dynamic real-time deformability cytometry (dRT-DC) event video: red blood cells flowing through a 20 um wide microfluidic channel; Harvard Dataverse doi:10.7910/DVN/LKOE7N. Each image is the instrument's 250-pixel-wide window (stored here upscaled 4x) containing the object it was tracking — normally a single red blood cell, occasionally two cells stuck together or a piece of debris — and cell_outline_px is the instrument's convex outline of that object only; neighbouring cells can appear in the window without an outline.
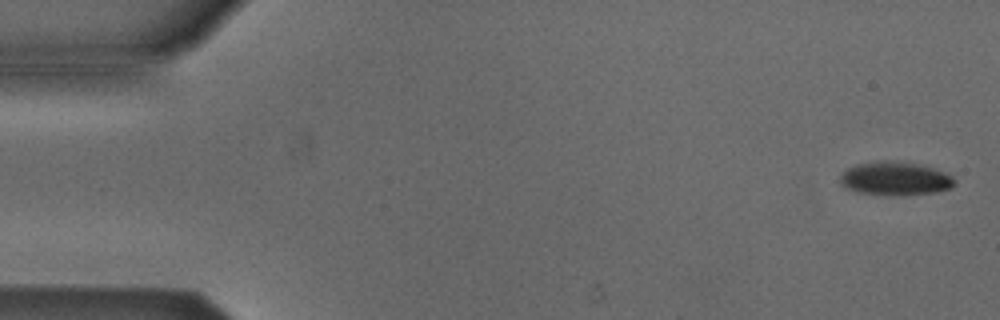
{"species": "Egyptian fruit bat (a non-hibernating species)", "species_latin": "Rousettus aegyptiacus", "temperature_condition": "cold", "stored_images_in_passage": 5, "camera_frame_rate_fps": 3000, "um_per_image_px": 0.085, "animal": {"sex": "male"}, "frame": {"image": 1, "passage_image": 1, "time_ms": 0.0, "image_size_px": [1000, 320], "cell_outline_px": [[956, 184], [952, 188], [936, 192], [908, 196], [888, 196], [856, 192], [844, 188], [840, 184], [840, 172], [856, 164], [880, 160], [888, 160], [916, 164], [932, 168], [944, 172], [952, 176], [956, 180]], "centroid_in_image_um": [76.06, 15.2], "position_along_channel_um": 8.9, "area_um2": 22.95}}
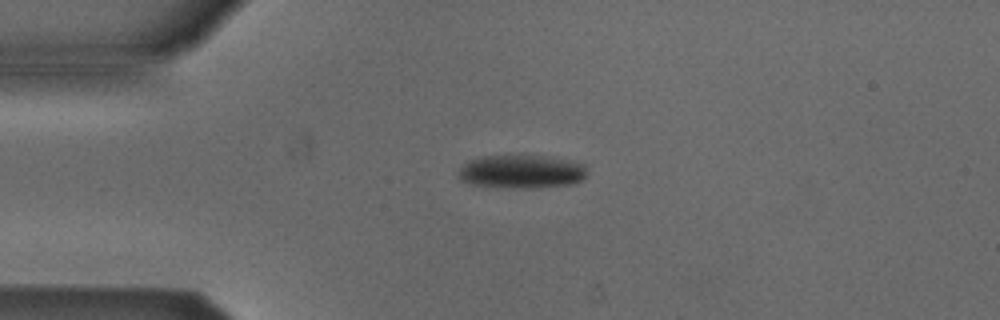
{"frame": {"image": 2, "passage_image": 4, "time_ms": 3.667, "image_size_px": [1000, 320], "cell_outline_px": [[588, 172], [584, 180], [576, 184], [540, 188], [496, 188], [468, 184], [460, 180], [460, 168], [468, 160], [484, 156], [540, 156], [568, 160], [584, 164]], "centroid_in_image_um": [44.36, 14.62], "position_along_channel_um": 40.6, "area_um2": 25.49}}